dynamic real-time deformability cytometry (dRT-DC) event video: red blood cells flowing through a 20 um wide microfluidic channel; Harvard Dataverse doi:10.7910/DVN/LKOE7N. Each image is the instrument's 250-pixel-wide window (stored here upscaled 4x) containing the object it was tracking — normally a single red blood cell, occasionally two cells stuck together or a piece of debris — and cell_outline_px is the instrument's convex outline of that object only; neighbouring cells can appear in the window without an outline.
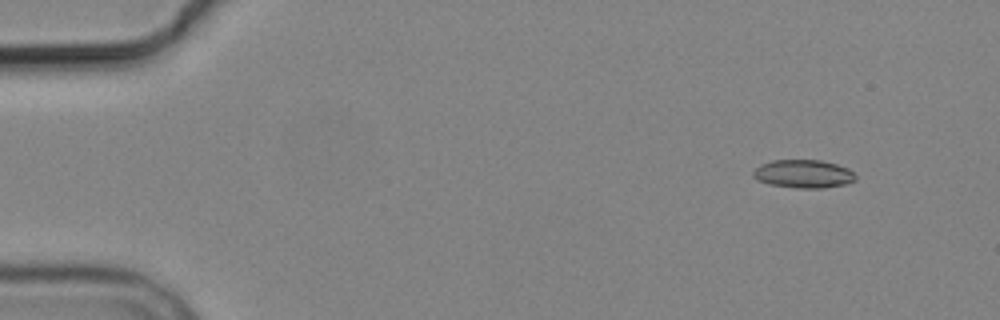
{"species": "common noctule bat (a hibernating species)", "species_latin": "Nyctalus noctula", "temperature_condition": "cold", "stored_images_in_passage": 7, "camera_frame_rate_fps": 3000, "um_per_image_px": 0.085, "animal": {"sex": "male", "body_mass_g": 19.2, "forearm_length_mm": 51.8}, "frame": {"image": 1, "passage_image": 2, "time_ms": 1.333, "image_size_px": [1000, 320], "cell_outline_px": [[856, 180], [848, 184], [824, 188], [796, 188], [768, 184], [756, 180], [752, 176], [752, 172], [760, 164], [772, 160], [820, 160], [836, 164], [848, 168], [856, 176]], "centroid_in_image_um": [68.28, 14.79], "position_along_channel_um": 16.7, "area_um2": 17.05}}
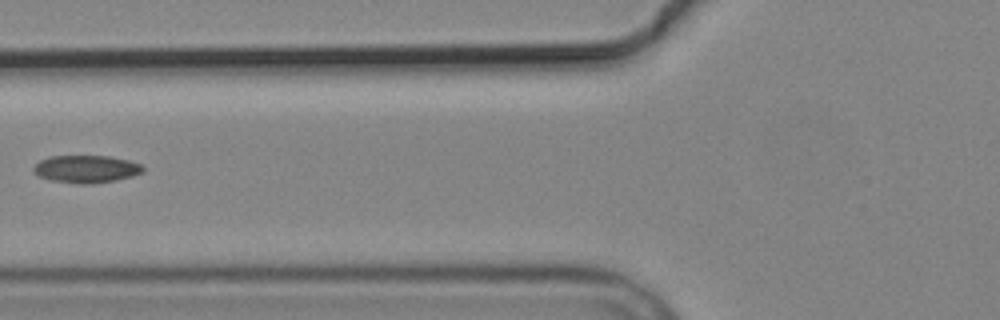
{"frame": {"image": 2, "passage_image": 6, "time_ms": 7.0, "image_size_px": [1000, 320], "cell_outline_px": [[144, 172], [132, 176], [116, 180], [88, 184], [76, 184], [52, 180], [40, 176], [32, 172], [32, 168], [40, 160], [48, 156], [108, 156], [128, 160], [140, 164], [144, 168]], "centroid_in_image_um": [7.31, 14.36], "position_along_channel_um": 118.5, "area_um2": 17.57}}
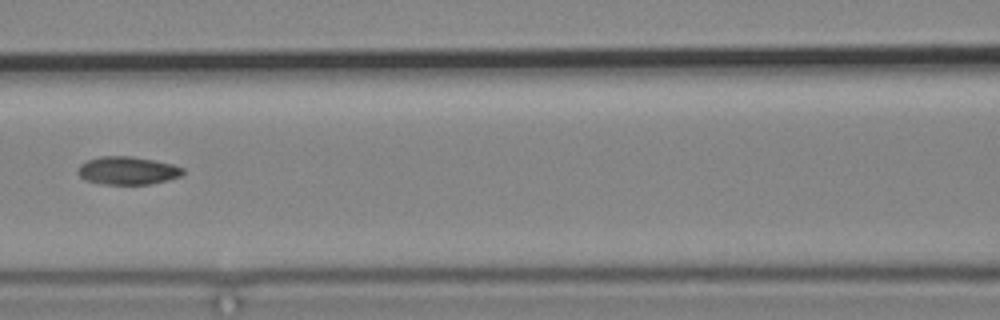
{"frame": {"image": 3, "passage_image": 7, "time_ms": 8.0, "image_size_px": [1000, 320], "cell_outline_px": [[184, 172], [180, 176], [168, 180], [148, 184], [100, 184], [84, 180], [76, 172], [80, 164], [88, 160], [100, 156], [132, 156], [156, 160], [172, 164], [184, 168]], "centroid_in_image_um": [10.82, 14.49], "position_along_channel_um": 155.8, "area_um2": 17.28}}